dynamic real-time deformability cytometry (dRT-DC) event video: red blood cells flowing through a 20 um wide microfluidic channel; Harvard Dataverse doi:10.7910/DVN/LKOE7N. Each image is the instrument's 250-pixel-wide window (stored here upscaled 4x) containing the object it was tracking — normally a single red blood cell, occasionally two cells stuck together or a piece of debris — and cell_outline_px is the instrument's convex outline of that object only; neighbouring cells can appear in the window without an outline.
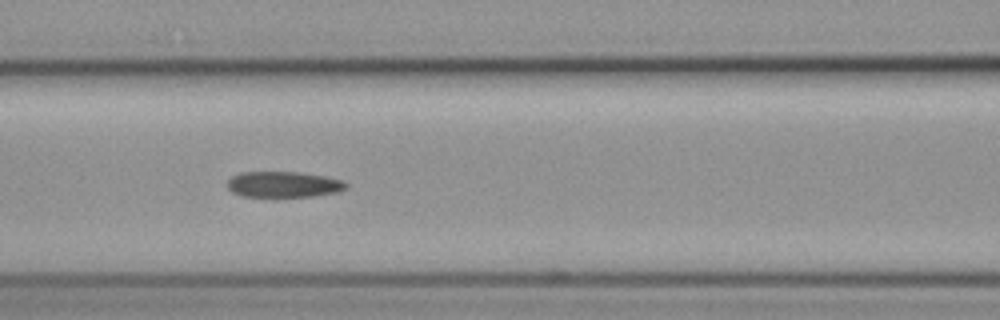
{"species": "common noctule bat (a hibernating species)", "species_latin": "Nyctalus noctula", "temperature_condition": "cold", "stored_images_in_passage": 10, "camera_frame_rate_fps": 3000, "um_per_image_px": 0.085, "animal": {"sex": "female", "body_mass_g": 19.3, "forearm_length_mm": 54.1}, "frame": {"image": 1, "passage_image": 7, "time_ms": 7.667, "image_size_px": [1000, 320], "cell_outline_px": [[348, 188], [340, 192], [312, 196], [276, 200], [240, 196], [232, 192], [228, 188], [228, 180], [232, 176], [240, 172], [300, 172], [324, 176], [344, 180], [348, 184]], "centroid_in_image_um": [24.1, 15.73], "position_along_channel_um": 142.5, "area_um2": 19.02}}
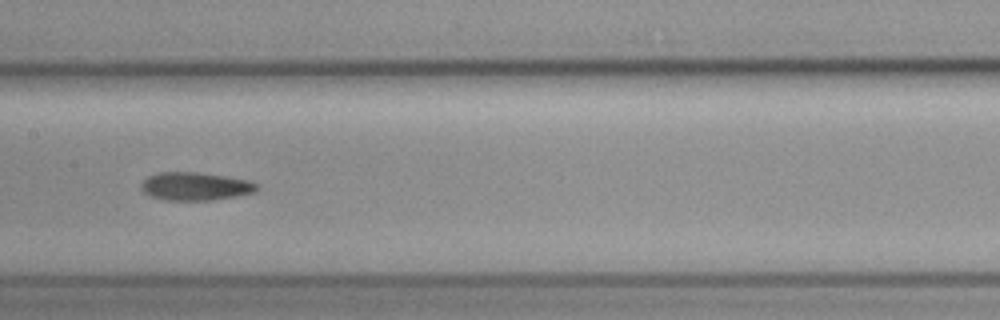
{"frame": {"image": 2, "passage_image": 8, "time_ms": 9.0, "image_size_px": [1000, 320], "cell_outline_px": [[260, 188], [256, 192], [236, 196], [212, 200], [164, 200], [148, 196], [140, 188], [140, 184], [148, 176], [156, 172], [196, 172], [224, 176], [248, 180], [256, 184]], "centroid_in_image_um": [16.57, 15.84], "position_along_channel_um": 190.8, "area_um2": 19.07}}